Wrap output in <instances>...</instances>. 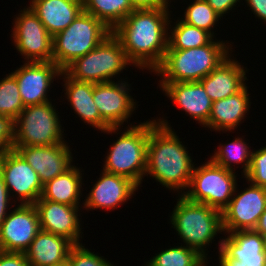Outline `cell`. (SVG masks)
<instances>
[{"mask_svg":"<svg viewBox=\"0 0 266 266\" xmlns=\"http://www.w3.org/2000/svg\"><path fill=\"white\" fill-rule=\"evenodd\" d=\"M169 8L135 9L113 31L135 68L153 73L168 47Z\"/></svg>","mask_w":266,"mask_h":266,"instance_id":"6da1fadb","label":"cell"},{"mask_svg":"<svg viewBox=\"0 0 266 266\" xmlns=\"http://www.w3.org/2000/svg\"><path fill=\"white\" fill-rule=\"evenodd\" d=\"M167 118L162 115L149 119L145 176L152 177L173 194L183 195L190 186L196 160Z\"/></svg>","mask_w":266,"mask_h":266,"instance_id":"7a4b0ae2","label":"cell"},{"mask_svg":"<svg viewBox=\"0 0 266 266\" xmlns=\"http://www.w3.org/2000/svg\"><path fill=\"white\" fill-rule=\"evenodd\" d=\"M133 122L125 127H110L106 133L116 136L104 155L103 171L120 175L141 186L146 173L147 145L149 138V119ZM133 124V125H132ZM123 131H122V129ZM122 131V132H121Z\"/></svg>","mask_w":266,"mask_h":266,"instance_id":"3957f363","label":"cell"},{"mask_svg":"<svg viewBox=\"0 0 266 266\" xmlns=\"http://www.w3.org/2000/svg\"><path fill=\"white\" fill-rule=\"evenodd\" d=\"M177 201L169 215L171 228L177 238L189 248L196 250L206 260L212 257L208 250L219 234L224 235L222 212L202 203L189 201L184 195L176 196Z\"/></svg>","mask_w":266,"mask_h":266,"instance_id":"277c9868","label":"cell"},{"mask_svg":"<svg viewBox=\"0 0 266 266\" xmlns=\"http://www.w3.org/2000/svg\"><path fill=\"white\" fill-rule=\"evenodd\" d=\"M233 44L228 40L213 38L202 47L166 50L162 63L153 74L160 78L158 82L200 81L235 52L232 50Z\"/></svg>","mask_w":266,"mask_h":266,"instance_id":"5b68a950","label":"cell"},{"mask_svg":"<svg viewBox=\"0 0 266 266\" xmlns=\"http://www.w3.org/2000/svg\"><path fill=\"white\" fill-rule=\"evenodd\" d=\"M130 66L134 67L121 42L111 33L92 51L76 58L64 71L72 79L98 84L124 80L119 76Z\"/></svg>","mask_w":266,"mask_h":266,"instance_id":"8992f818","label":"cell"},{"mask_svg":"<svg viewBox=\"0 0 266 266\" xmlns=\"http://www.w3.org/2000/svg\"><path fill=\"white\" fill-rule=\"evenodd\" d=\"M111 33L99 19L82 11L66 29L53 37L52 62L63 71L76 58L92 51Z\"/></svg>","mask_w":266,"mask_h":266,"instance_id":"52a82bcc","label":"cell"},{"mask_svg":"<svg viewBox=\"0 0 266 266\" xmlns=\"http://www.w3.org/2000/svg\"><path fill=\"white\" fill-rule=\"evenodd\" d=\"M57 109L52 101L25 107L14 120L13 146H52L68 142Z\"/></svg>","mask_w":266,"mask_h":266,"instance_id":"ba28073f","label":"cell"},{"mask_svg":"<svg viewBox=\"0 0 266 266\" xmlns=\"http://www.w3.org/2000/svg\"><path fill=\"white\" fill-rule=\"evenodd\" d=\"M236 173L209 158L203 164H195L190 186L183 195L189 201L206 204L222 212L229 205L238 184L239 174Z\"/></svg>","mask_w":266,"mask_h":266,"instance_id":"9c48e42d","label":"cell"},{"mask_svg":"<svg viewBox=\"0 0 266 266\" xmlns=\"http://www.w3.org/2000/svg\"><path fill=\"white\" fill-rule=\"evenodd\" d=\"M19 10L12 22L10 38L23 62L52 61L53 37L29 6Z\"/></svg>","mask_w":266,"mask_h":266,"instance_id":"30bf717a","label":"cell"},{"mask_svg":"<svg viewBox=\"0 0 266 266\" xmlns=\"http://www.w3.org/2000/svg\"><path fill=\"white\" fill-rule=\"evenodd\" d=\"M243 190L235 188L229 205L222 211L224 234L241 230H254L266 209V188L245 181Z\"/></svg>","mask_w":266,"mask_h":266,"instance_id":"8fae6325","label":"cell"},{"mask_svg":"<svg viewBox=\"0 0 266 266\" xmlns=\"http://www.w3.org/2000/svg\"><path fill=\"white\" fill-rule=\"evenodd\" d=\"M127 79V80H126ZM128 77L124 80L93 83V100L102 120L109 127H124L138 108Z\"/></svg>","mask_w":266,"mask_h":266,"instance_id":"7c38bea8","label":"cell"},{"mask_svg":"<svg viewBox=\"0 0 266 266\" xmlns=\"http://www.w3.org/2000/svg\"><path fill=\"white\" fill-rule=\"evenodd\" d=\"M0 173L15 204H34L41 197L43 184L38 174L16 150L0 157Z\"/></svg>","mask_w":266,"mask_h":266,"instance_id":"4fadbf2b","label":"cell"},{"mask_svg":"<svg viewBox=\"0 0 266 266\" xmlns=\"http://www.w3.org/2000/svg\"><path fill=\"white\" fill-rule=\"evenodd\" d=\"M11 74L16 78L24 107L50 102L48 93L62 70L52 61L23 62ZM55 79V80H54Z\"/></svg>","mask_w":266,"mask_h":266,"instance_id":"5bb4252c","label":"cell"},{"mask_svg":"<svg viewBox=\"0 0 266 266\" xmlns=\"http://www.w3.org/2000/svg\"><path fill=\"white\" fill-rule=\"evenodd\" d=\"M34 204H18L6 216L0 229V250L25 252L40 231Z\"/></svg>","mask_w":266,"mask_h":266,"instance_id":"9a60e30c","label":"cell"},{"mask_svg":"<svg viewBox=\"0 0 266 266\" xmlns=\"http://www.w3.org/2000/svg\"><path fill=\"white\" fill-rule=\"evenodd\" d=\"M97 181L92 184L83 201L82 210L88 213L96 209L113 211L124 205L138 192V186L130 179L100 170ZM131 199V200H130ZM118 207V208H117Z\"/></svg>","mask_w":266,"mask_h":266,"instance_id":"2e32d148","label":"cell"},{"mask_svg":"<svg viewBox=\"0 0 266 266\" xmlns=\"http://www.w3.org/2000/svg\"><path fill=\"white\" fill-rule=\"evenodd\" d=\"M68 142L52 146H13L21 157L38 174L44 185L71 168L75 162Z\"/></svg>","mask_w":266,"mask_h":266,"instance_id":"e0dca14e","label":"cell"},{"mask_svg":"<svg viewBox=\"0 0 266 266\" xmlns=\"http://www.w3.org/2000/svg\"><path fill=\"white\" fill-rule=\"evenodd\" d=\"M40 222V229L63 236L73 244H82V207H75L44 200L40 197L34 203ZM81 210V211H80Z\"/></svg>","mask_w":266,"mask_h":266,"instance_id":"ac0fdd59","label":"cell"},{"mask_svg":"<svg viewBox=\"0 0 266 266\" xmlns=\"http://www.w3.org/2000/svg\"><path fill=\"white\" fill-rule=\"evenodd\" d=\"M159 86V87H158ZM157 88L167 96L185 115L206 127L211 113L212 100L200 81L195 82H159Z\"/></svg>","mask_w":266,"mask_h":266,"instance_id":"d6986e66","label":"cell"},{"mask_svg":"<svg viewBox=\"0 0 266 266\" xmlns=\"http://www.w3.org/2000/svg\"><path fill=\"white\" fill-rule=\"evenodd\" d=\"M230 54L212 72L204 77L202 83L212 102L227 98L240 92L249 81V69Z\"/></svg>","mask_w":266,"mask_h":266,"instance_id":"ffe728a7","label":"cell"},{"mask_svg":"<svg viewBox=\"0 0 266 266\" xmlns=\"http://www.w3.org/2000/svg\"><path fill=\"white\" fill-rule=\"evenodd\" d=\"M62 93L73 110L76 118H80L82 123L88 124L99 132H104L110 128L101 118L97 106L93 100V83L72 79L64 70L61 72Z\"/></svg>","mask_w":266,"mask_h":266,"instance_id":"44dd1931","label":"cell"},{"mask_svg":"<svg viewBox=\"0 0 266 266\" xmlns=\"http://www.w3.org/2000/svg\"><path fill=\"white\" fill-rule=\"evenodd\" d=\"M246 85L240 92L227 98L212 102L211 113L205 128L215 133H234L244 123L250 113L251 96ZM234 131V132H233ZM230 132V133H229Z\"/></svg>","mask_w":266,"mask_h":266,"instance_id":"7402d4cb","label":"cell"},{"mask_svg":"<svg viewBox=\"0 0 266 266\" xmlns=\"http://www.w3.org/2000/svg\"><path fill=\"white\" fill-rule=\"evenodd\" d=\"M216 245L241 266H266V239L255 230H241L224 234Z\"/></svg>","mask_w":266,"mask_h":266,"instance_id":"603a6c76","label":"cell"},{"mask_svg":"<svg viewBox=\"0 0 266 266\" xmlns=\"http://www.w3.org/2000/svg\"><path fill=\"white\" fill-rule=\"evenodd\" d=\"M28 6L54 37L83 11V0H28Z\"/></svg>","mask_w":266,"mask_h":266,"instance_id":"cb8c5ba5","label":"cell"},{"mask_svg":"<svg viewBox=\"0 0 266 266\" xmlns=\"http://www.w3.org/2000/svg\"><path fill=\"white\" fill-rule=\"evenodd\" d=\"M73 245L63 236L40 230L24 253L31 266H55L68 260Z\"/></svg>","mask_w":266,"mask_h":266,"instance_id":"d4e9b609","label":"cell"},{"mask_svg":"<svg viewBox=\"0 0 266 266\" xmlns=\"http://www.w3.org/2000/svg\"><path fill=\"white\" fill-rule=\"evenodd\" d=\"M83 170L74 164L66 172L44 184L41 197L60 204L83 207L81 204L84 199L83 194H86L83 193V186H86L83 183L85 179Z\"/></svg>","mask_w":266,"mask_h":266,"instance_id":"484cf974","label":"cell"},{"mask_svg":"<svg viewBox=\"0 0 266 266\" xmlns=\"http://www.w3.org/2000/svg\"><path fill=\"white\" fill-rule=\"evenodd\" d=\"M236 137L230 142L227 141L225 144L220 143L219 146H216L217 149H215L214 154L212 153V156L209 158L214 163L232 171H236L237 168L242 166L241 168L243 170L241 171V175L244 177L249 171L254 147L250 149V141H248V139L245 140L246 138H244L246 135L241 137L238 135Z\"/></svg>","mask_w":266,"mask_h":266,"instance_id":"4316f807","label":"cell"},{"mask_svg":"<svg viewBox=\"0 0 266 266\" xmlns=\"http://www.w3.org/2000/svg\"><path fill=\"white\" fill-rule=\"evenodd\" d=\"M171 16L167 50H185L202 47L214 38L206 30L190 25L180 17H177L178 19L176 20V18H173L175 14Z\"/></svg>","mask_w":266,"mask_h":266,"instance_id":"83f0119b","label":"cell"},{"mask_svg":"<svg viewBox=\"0 0 266 266\" xmlns=\"http://www.w3.org/2000/svg\"><path fill=\"white\" fill-rule=\"evenodd\" d=\"M135 9L130 0H83V11L113 31Z\"/></svg>","mask_w":266,"mask_h":266,"instance_id":"f1b7e54d","label":"cell"},{"mask_svg":"<svg viewBox=\"0 0 266 266\" xmlns=\"http://www.w3.org/2000/svg\"><path fill=\"white\" fill-rule=\"evenodd\" d=\"M168 247L155 253L147 262L152 266H201L206 260L196 250L183 244Z\"/></svg>","mask_w":266,"mask_h":266,"instance_id":"f546056e","label":"cell"},{"mask_svg":"<svg viewBox=\"0 0 266 266\" xmlns=\"http://www.w3.org/2000/svg\"><path fill=\"white\" fill-rule=\"evenodd\" d=\"M189 1L186 8L183 6L185 10L181 19L190 25L206 30L216 38L217 34L214 32V28L217 30L216 26L220 23L218 21L224 18L217 14L205 0Z\"/></svg>","mask_w":266,"mask_h":266,"instance_id":"4dcf8cb0","label":"cell"},{"mask_svg":"<svg viewBox=\"0 0 266 266\" xmlns=\"http://www.w3.org/2000/svg\"><path fill=\"white\" fill-rule=\"evenodd\" d=\"M16 78L8 73L0 80V116L15 120L24 109Z\"/></svg>","mask_w":266,"mask_h":266,"instance_id":"1f68e13d","label":"cell"},{"mask_svg":"<svg viewBox=\"0 0 266 266\" xmlns=\"http://www.w3.org/2000/svg\"><path fill=\"white\" fill-rule=\"evenodd\" d=\"M100 255V256H99ZM68 262L71 266H115L98 252H92L85 244H74L68 254ZM117 266V265H116Z\"/></svg>","mask_w":266,"mask_h":266,"instance_id":"d6a6232c","label":"cell"},{"mask_svg":"<svg viewBox=\"0 0 266 266\" xmlns=\"http://www.w3.org/2000/svg\"><path fill=\"white\" fill-rule=\"evenodd\" d=\"M244 180L255 186L266 188V145L259 149H253L249 171Z\"/></svg>","mask_w":266,"mask_h":266,"instance_id":"836d02e7","label":"cell"},{"mask_svg":"<svg viewBox=\"0 0 266 266\" xmlns=\"http://www.w3.org/2000/svg\"><path fill=\"white\" fill-rule=\"evenodd\" d=\"M14 120L7 116H0V157L13 148Z\"/></svg>","mask_w":266,"mask_h":266,"instance_id":"e575fe53","label":"cell"},{"mask_svg":"<svg viewBox=\"0 0 266 266\" xmlns=\"http://www.w3.org/2000/svg\"><path fill=\"white\" fill-rule=\"evenodd\" d=\"M15 205L10 198L3 176L0 173V229L6 216Z\"/></svg>","mask_w":266,"mask_h":266,"instance_id":"d590c367","label":"cell"},{"mask_svg":"<svg viewBox=\"0 0 266 266\" xmlns=\"http://www.w3.org/2000/svg\"><path fill=\"white\" fill-rule=\"evenodd\" d=\"M212 8L213 10L219 14L222 18H226V14L228 13L229 15H231L232 18V14H230V12L237 10L236 7L238 8L240 5H244L242 0H205ZM243 4H242V3ZM240 3V5H239ZM238 4V6H237Z\"/></svg>","mask_w":266,"mask_h":266,"instance_id":"8d00e7d4","label":"cell"},{"mask_svg":"<svg viewBox=\"0 0 266 266\" xmlns=\"http://www.w3.org/2000/svg\"><path fill=\"white\" fill-rule=\"evenodd\" d=\"M0 266H31L23 252H5L0 250Z\"/></svg>","mask_w":266,"mask_h":266,"instance_id":"74e56055","label":"cell"},{"mask_svg":"<svg viewBox=\"0 0 266 266\" xmlns=\"http://www.w3.org/2000/svg\"><path fill=\"white\" fill-rule=\"evenodd\" d=\"M134 9H155L174 7L169 0H130ZM172 6H171V5Z\"/></svg>","mask_w":266,"mask_h":266,"instance_id":"f35d334b","label":"cell"},{"mask_svg":"<svg viewBox=\"0 0 266 266\" xmlns=\"http://www.w3.org/2000/svg\"><path fill=\"white\" fill-rule=\"evenodd\" d=\"M245 2V6L249 7L248 10L251 11L255 16V18L260 19V21L264 24L266 22V0H243Z\"/></svg>","mask_w":266,"mask_h":266,"instance_id":"ab89813d","label":"cell"},{"mask_svg":"<svg viewBox=\"0 0 266 266\" xmlns=\"http://www.w3.org/2000/svg\"><path fill=\"white\" fill-rule=\"evenodd\" d=\"M218 250L217 266H241L240 260L231 258L221 247H216Z\"/></svg>","mask_w":266,"mask_h":266,"instance_id":"60d3db41","label":"cell"},{"mask_svg":"<svg viewBox=\"0 0 266 266\" xmlns=\"http://www.w3.org/2000/svg\"><path fill=\"white\" fill-rule=\"evenodd\" d=\"M254 230L260 233L266 239V209L260 216L257 226Z\"/></svg>","mask_w":266,"mask_h":266,"instance_id":"b9f144b4","label":"cell"},{"mask_svg":"<svg viewBox=\"0 0 266 266\" xmlns=\"http://www.w3.org/2000/svg\"><path fill=\"white\" fill-rule=\"evenodd\" d=\"M55 266H71L70 263L68 262V260L62 264L59 265H55Z\"/></svg>","mask_w":266,"mask_h":266,"instance_id":"7bdbcfd3","label":"cell"},{"mask_svg":"<svg viewBox=\"0 0 266 266\" xmlns=\"http://www.w3.org/2000/svg\"><path fill=\"white\" fill-rule=\"evenodd\" d=\"M209 260L207 259V260H205L202 264H201V266H208L209 264H210V262L211 261H209ZM209 266H211V265H209Z\"/></svg>","mask_w":266,"mask_h":266,"instance_id":"ee69618b","label":"cell"},{"mask_svg":"<svg viewBox=\"0 0 266 266\" xmlns=\"http://www.w3.org/2000/svg\"><path fill=\"white\" fill-rule=\"evenodd\" d=\"M142 266H143V264H142ZM144 266H152V265H150L147 261H144Z\"/></svg>","mask_w":266,"mask_h":266,"instance_id":"f6af8a7d","label":"cell"}]
</instances>
